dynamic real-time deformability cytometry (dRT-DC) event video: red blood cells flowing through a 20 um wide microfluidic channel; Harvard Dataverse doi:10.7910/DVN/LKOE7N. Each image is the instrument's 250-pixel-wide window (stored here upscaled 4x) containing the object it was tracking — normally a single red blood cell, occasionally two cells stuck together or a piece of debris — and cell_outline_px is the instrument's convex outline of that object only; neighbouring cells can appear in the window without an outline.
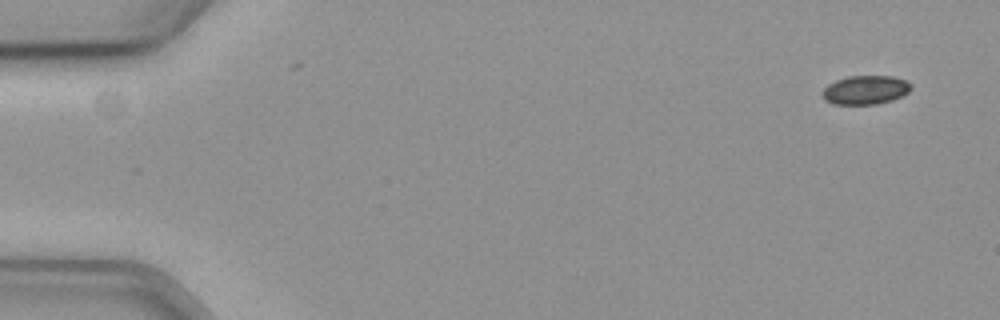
{"species": "common noctule bat (a hibernating species)", "species_latin": "Nyctalus noctula", "temperature_condition": "cold", "stored_images_in_passage": 17, "camera_frame_rate_fps": 3000, "um_per_image_px": 0.085, "animal": {"sex": "female", "body_mass_g": 19.3, "forearm_length_mm": 54.1}, "frame": {"image": 1, "passage_image": 1, "time_ms": 0.0, "image_size_px": [1000, 320], "cell_outline_px": [[912, 88], [908, 92], [892, 100], [876, 104], [832, 104], [824, 100], [824, 88], [828, 84], [836, 80], [848, 76], [892, 76], [908, 80], [912, 84]], "centroid_in_image_um": [73.59, 7.63], "position_along_channel_um": 11.4, "area_um2": 14.91}}
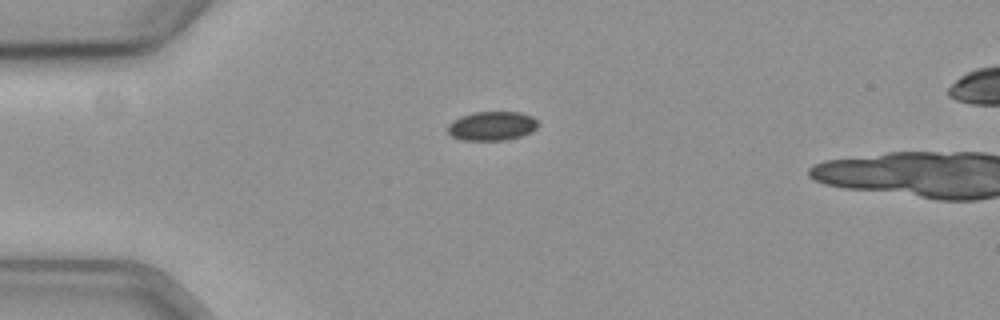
{"frame": {"image": 2, "passage_image": 13, "time_ms": 4.0, "image_size_px": [1000, 320], "cell_outline_px": [[540, 124], [532, 132], [520, 136], [504, 140], [464, 140], [452, 136], [448, 132], [448, 124], [460, 116], [472, 112], [520, 112], [532, 116]], "centroid_in_image_um": [41.83, 10.7], "position_along_channel_um": 43.2, "area_um2": 15.32}}